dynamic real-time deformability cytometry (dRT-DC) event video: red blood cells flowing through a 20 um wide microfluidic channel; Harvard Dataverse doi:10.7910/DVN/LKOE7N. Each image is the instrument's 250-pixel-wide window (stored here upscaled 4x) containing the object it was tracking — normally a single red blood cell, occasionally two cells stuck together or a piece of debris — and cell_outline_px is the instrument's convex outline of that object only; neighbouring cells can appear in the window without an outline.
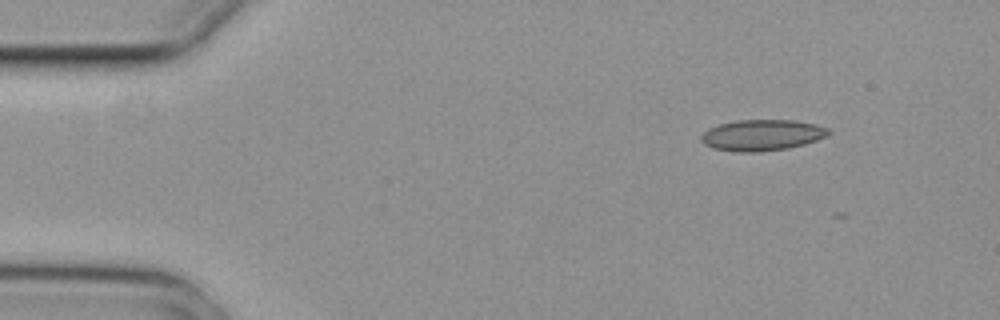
{"species": "common noctule bat (a hibernating species)", "species_latin": "Nyctalus noctula", "temperature_condition": "cold", "stored_images_in_passage": 5, "camera_frame_rate_fps": 3000, "um_per_image_px": 0.085, "animal": {"sex": "female", "body_mass_g": 29.2, "forearm_length_mm": 56.3}, "frame": {"image": 1, "passage_image": 2, "time_ms": 0.333, "image_size_px": [1000, 320], "cell_outline_px": [[832, 132], [828, 136], [804, 144], [788, 148], [760, 152], [736, 152], [712, 148], [704, 144], [700, 140], [700, 136], [708, 128], [720, 124], [736, 120], [792, 120], [816, 124], [828, 128]], "centroid_in_image_um": [64.76, 11.49], "position_along_channel_um": 20.2, "area_um2": 23.24}}